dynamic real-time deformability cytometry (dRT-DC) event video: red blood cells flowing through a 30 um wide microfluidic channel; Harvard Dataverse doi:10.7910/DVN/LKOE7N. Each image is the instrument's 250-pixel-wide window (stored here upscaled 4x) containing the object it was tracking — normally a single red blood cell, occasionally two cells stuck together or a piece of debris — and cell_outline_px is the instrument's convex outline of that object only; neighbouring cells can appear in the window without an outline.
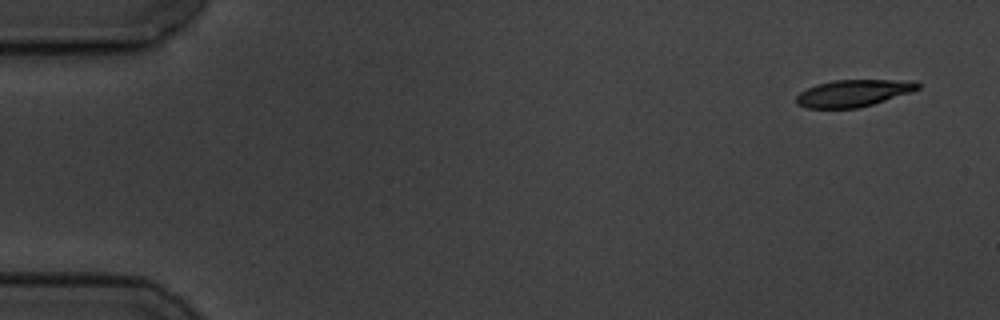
{"species": "common noctule bat (a hibernating species)", "species_latin": "Nyctalus noctula", "temperature_condition": "cold", "stored_images_in_passage": 4, "camera_frame_rate_fps": 3000, "um_per_image_px": 0.085, "animal": {"sex": "male", "body_mass_g": 19.5, "forearm_length_mm": 54.6}, "frame": {"image": 1, "passage_image": 1, "time_ms": 0.0, "image_size_px": [1000, 320], "cell_outline_px": [[920, 88], [912, 92], [872, 104], [856, 108], [804, 108], [796, 104], [796, 96], [800, 92], [816, 84], [832, 80], [916, 80], [920, 84]], "centroid_in_image_um": [72.54, 7.91], "position_along_channel_um": 12.5, "area_um2": 19.19}}
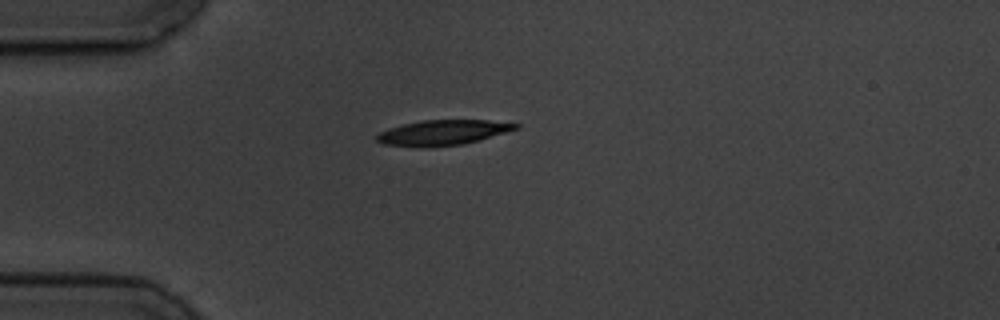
{"frame": {"image": 2, "passage_image": 4, "time_ms": 4.0, "image_size_px": [1000, 320], "cell_outline_px": [[520, 128], [508, 132], [464, 144], [384, 144], [376, 140], [376, 136], [380, 132], [388, 128], [404, 124], [424, 120], [488, 120], [520, 124]], "centroid_in_image_um": [37.75, 11.21], "position_along_channel_um": 47.2, "area_um2": 19.31}}